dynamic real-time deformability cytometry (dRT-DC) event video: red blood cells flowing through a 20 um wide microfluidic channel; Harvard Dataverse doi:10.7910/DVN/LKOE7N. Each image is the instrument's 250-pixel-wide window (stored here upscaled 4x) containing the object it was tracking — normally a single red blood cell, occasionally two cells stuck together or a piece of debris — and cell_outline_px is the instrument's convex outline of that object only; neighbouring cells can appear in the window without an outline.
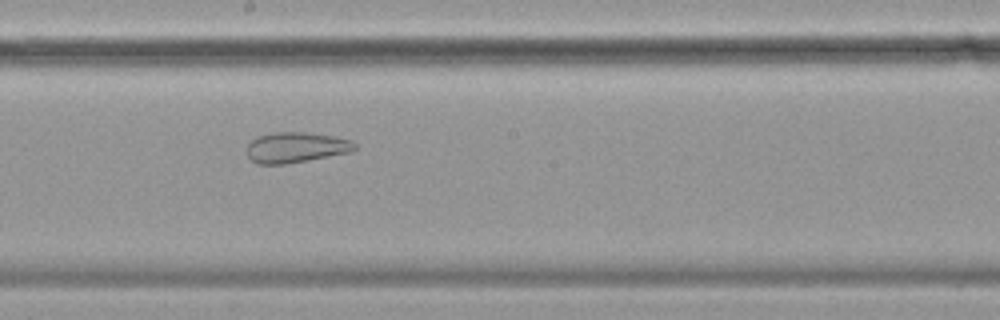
{"species": "common noctule bat (a hibernating species)", "species_latin": "Nyctalus noctula", "temperature_condition": "cold", "stored_images_in_passage": 38, "camera_frame_rate_fps": 3000, "um_per_image_px": 0.085, "animal": {"sex": "female", "body_mass_g": 19.9}, "frame": {"image": 1, "passage_image": 17, "time_ms": 5.333, "image_size_px": [1000, 320], "cell_outline_px": [[356, 148], [352, 152], [308, 160], [284, 164], [256, 164], [248, 156], [248, 144], [256, 136], [276, 132], [304, 132], [332, 136], [352, 140], [356, 144]], "centroid_in_image_um": [25.17, 12.53], "position_along_channel_um": 223.0, "area_um2": 19.13}, "authors_computed_cell_mechanics": {"area_um2": 23.8714, "velocity_mm_per_s": 3.4573, "shape_relaxation_time_tau1_ms": null, "shape_relaxation_time_tau2_ms": 1.9883, "deformation_change_tau1": null, "deformation_change_tau2": 0.0831}}